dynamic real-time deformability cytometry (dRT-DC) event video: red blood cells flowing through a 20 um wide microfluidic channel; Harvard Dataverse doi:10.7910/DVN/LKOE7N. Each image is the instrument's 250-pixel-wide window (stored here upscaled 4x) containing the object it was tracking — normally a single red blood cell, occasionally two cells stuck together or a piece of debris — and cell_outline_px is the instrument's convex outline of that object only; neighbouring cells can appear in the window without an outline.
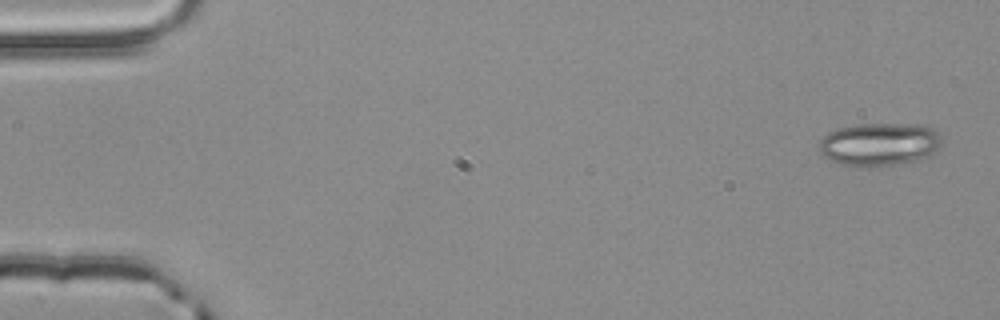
{"species": "common noctule bat (a hibernating species)", "species_latin": "Nyctalus noctula", "temperature_condition": "room temperature", "stored_images_in_passage": 56, "camera_frame_rate_fps": 3000, "um_per_image_px": 0.085, "animal": {"sex": "male", "body_mass_g": 20.4}, "frame": {"image": 1, "passage_image": 3, "time_ms": 0.667, "image_size_px": [1000, 320], "cell_outline_px": [[940, 144], [928, 156], [916, 160], [892, 164], [840, 164], [824, 156], [816, 148], [820, 140], [828, 132], [836, 128], [856, 124], [924, 124], [932, 128], [940, 136]], "centroid_in_image_um": [74.7, 12.21], "position_along_channel_um": 10.3, "area_um2": 30.11}}
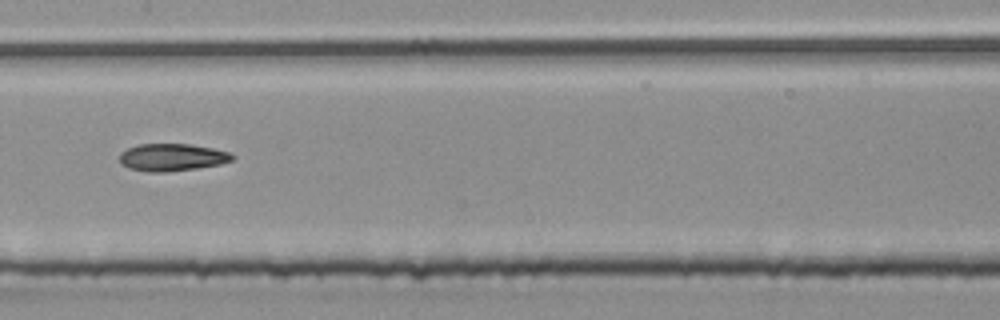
{"frame": {"image": 2, "passage_image": 29, "time_ms": 9.333, "image_size_px": [1000, 320], "cell_outline_px": [[236, 156], [232, 160], [220, 164], [196, 168], [168, 172], [148, 172], [128, 168], [120, 164], [120, 152], [128, 148], [140, 144], [188, 144], [212, 148], [228, 152]], "centroid_in_image_um": [14.6, 13.38], "position_along_channel_um": 192.8, "area_um2": 17.98}}
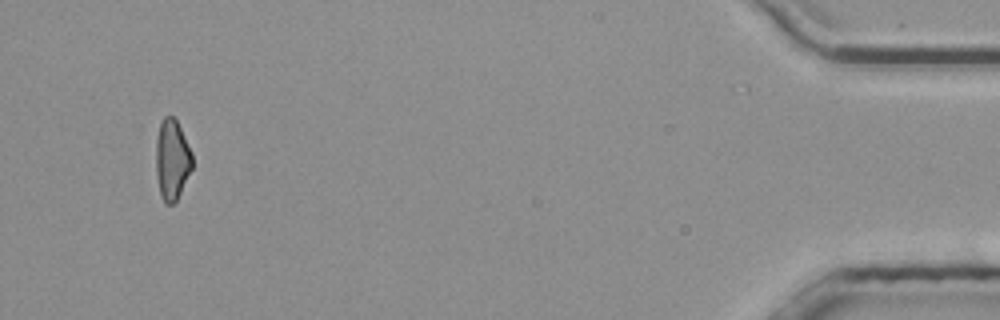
{"frame": {"image": 3, "passage_image": 53, "time_ms": 17.333, "image_size_px": [1000, 320], "cell_outline_px": [[192, 168], [176, 200], [172, 204], [164, 204], [160, 196], [156, 176], [156, 140], [160, 124], [164, 116], [172, 116], [176, 120], [192, 152]], "centroid_in_image_um": [14.6, 13.59], "position_along_channel_um": 420.6, "area_um2": 16.94}, "authors_computed_cell_mechanics": {"area_um2": 18.0336, "velocity_mm_per_s": 3.8769, "shape_relaxation_time_tau1_ms": null, "shape_relaxation_time_tau2_ms": 4.4067, "deformation_change_tau1": null, "deformation_change_tau2": 0.1241}}